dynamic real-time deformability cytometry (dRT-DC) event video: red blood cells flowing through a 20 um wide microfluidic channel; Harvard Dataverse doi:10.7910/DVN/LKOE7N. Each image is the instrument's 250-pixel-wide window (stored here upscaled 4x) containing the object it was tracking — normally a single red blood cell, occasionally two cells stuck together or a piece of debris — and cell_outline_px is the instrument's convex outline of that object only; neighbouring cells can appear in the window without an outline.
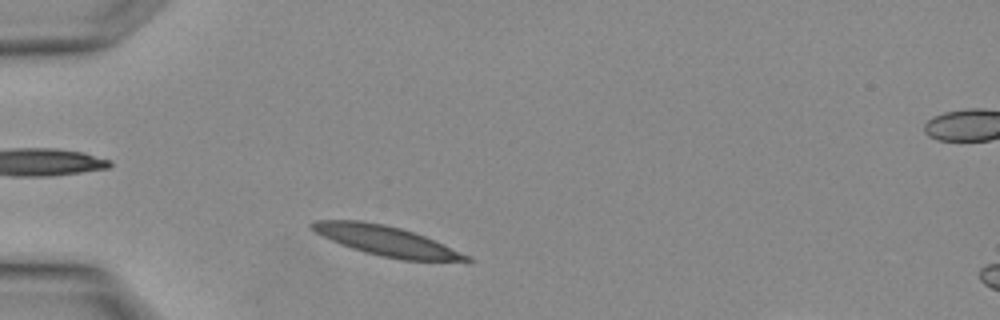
{"species": "Egyptian fruit bat (a non-hibernating species)", "species_latin": "Rousettus aegyptiacus", "temperature_condition": "warm", "stored_images_in_passage": 5, "segment_of_instrument_passage": [1, 2], "camera_frame_rate_fps": 3000, "um_per_image_px": 0.085, "animal": {"sex": "female"}, "frame": {"image": 1, "passage_image": 4, "time_ms": 1.0, "image_size_px": [1000, 320], "cell_outline_px": [[476, 260], [400, 260], [380, 256], [364, 252], [340, 244], [308, 228], [308, 224], [316, 220], [360, 220], [384, 224], [400, 228], [424, 236], [444, 244], [472, 256]], "centroid_in_image_um": [32.81, 20.46], "position_along_channel_um": 52.2, "area_um2": 26.65}}